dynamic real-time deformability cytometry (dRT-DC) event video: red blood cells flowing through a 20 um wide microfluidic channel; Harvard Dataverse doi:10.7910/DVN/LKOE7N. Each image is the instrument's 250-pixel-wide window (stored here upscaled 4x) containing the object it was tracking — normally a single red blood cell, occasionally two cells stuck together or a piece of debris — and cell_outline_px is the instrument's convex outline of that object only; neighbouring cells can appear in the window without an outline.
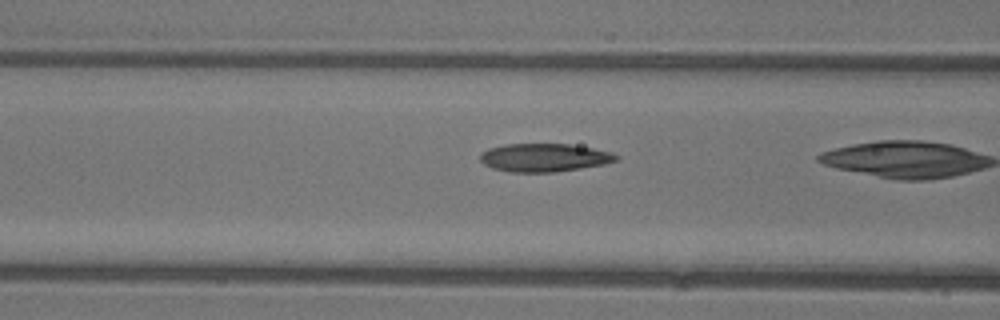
{"species": "common noctule bat (a hibernating species)", "species_latin": "Nyctalus noctula", "temperature_condition": "warm", "stored_images_in_passage": 11, "camera_frame_rate_fps": 3000, "um_per_image_px": 0.085, "animal": {"sex": "female"}, "frame": {"image": 1, "passage_image": 10, "time_ms": 3.0, "image_size_px": [1000, 320], "cell_outline_px": [[620, 160], [604, 164], [556, 172], [508, 172], [492, 168], [484, 164], [480, 160], [480, 156], [488, 148], [508, 144], [568, 144], [592, 148], [612, 152], [620, 156]], "centroid_in_image_um": [46.29, 13.4], "position_along_channel_um": 120.3, "area_um2": 22.37}}